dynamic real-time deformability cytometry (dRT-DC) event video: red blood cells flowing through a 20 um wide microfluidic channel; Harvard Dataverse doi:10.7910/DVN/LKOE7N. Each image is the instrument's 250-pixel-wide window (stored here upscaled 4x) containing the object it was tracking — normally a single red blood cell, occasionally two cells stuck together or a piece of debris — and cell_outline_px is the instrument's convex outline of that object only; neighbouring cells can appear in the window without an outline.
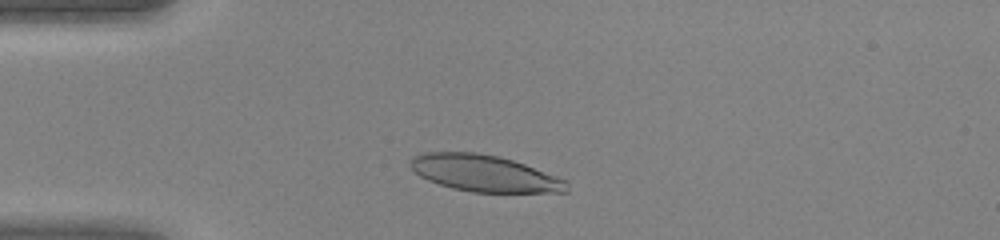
{"species": "human", "species_latin": "Homo sapiens", "temperature_condition": "warm", "stored_images_in_passage": 38, "camera_frame_rate_fps": 3000, "um_per_image_px": 0.085, "donor": {"sex": "female"}, "frame": {"image": 1, "passage_image": 5, "time_ms": 1.333, "image_size_px": [1000, 240], "cell_outline_px": [[568, 192], [472, 192], [452, 188], [428, 180], [420, 176], [408, 164], [412, 156], [420, 152], [476, 152], [500, 156], [524, 164], [568, 180]], "centroid_in_image_um": [41.16, 14.72], "position_along_channel_um": 43.8, "area_um2": 33.41}}
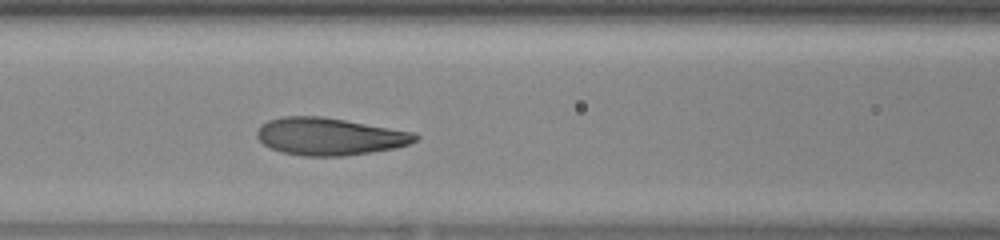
{"frame": {"image": 2, "passage_image": 13, "time_ms": 4.0, "image_size_px": [1000, 240], "cell_outline_px": [[420, 136], [416, 140], [408, 144], [392, 148], [344, 156], [304, 156], [280, 152], [264, 144], [256, 136], [256, 132], [268, 120], [284, 116], [320, 116], [416, 132]], "centroid_in_image_um": [28.01, 11.6], "position_along_channel_um": 138.6, "area_um2": 34.16}}
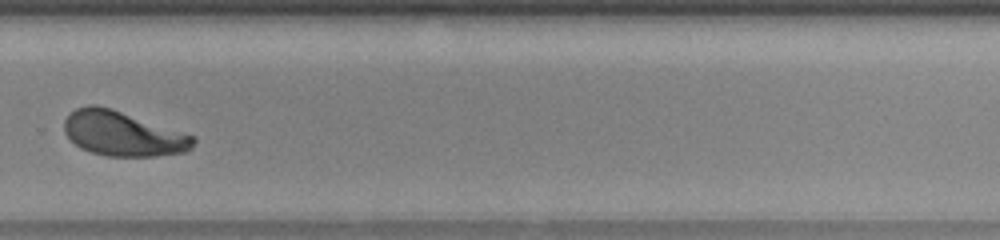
{"frame": {"image": 3, "passage_image": 25, "time_ms": 8.0, "image_size_px": [1000, 240], "cell_outline_px": [[196, 140], [192, 148], [188, 152], [156, 156], [108, 156], [92, 152], [80, 148], [64, 132], [64, 120], [76, 108], [88, 104], [92, 104], [108, 108], [196, 136]], "centroid_in_image_um": [10.47, 11.38], "position_along_channel_um": 319.3, "area_um2": 33.29}}